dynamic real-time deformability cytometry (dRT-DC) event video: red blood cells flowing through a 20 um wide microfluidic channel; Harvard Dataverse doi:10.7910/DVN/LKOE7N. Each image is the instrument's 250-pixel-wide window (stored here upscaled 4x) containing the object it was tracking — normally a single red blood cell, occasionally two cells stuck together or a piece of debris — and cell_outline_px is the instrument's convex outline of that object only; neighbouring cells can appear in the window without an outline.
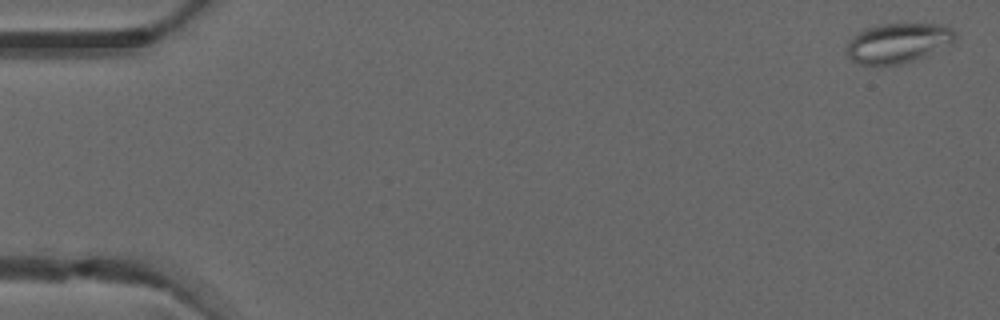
{"species": "common noctule bat (a hibernating species)", "species_latin": "Nyctalus noctula", "temperature_condition": "warm", "stored_images_in_passage": 4, "camera_frame_rate_fps": 3000, "um_per_image_px": 0.085, "animal": {"sex": "male", "forearm_length_mm": 52.5}, "frame": {"image": 1, "passage_image": 1, "time_ms": 0.0, "image_size_px": [1000, 320], "cell_outline_px": [[956, 40], [952, 44], [924, 56], [900, 64], [856, 64], [848, 56], [848, 40], [852, 36], [864, 28], [876, 24], [944, 24], [952, 28], [956, 32]], "centroid_in_image_um": [76.35, 3.63], "position_along_channel_um": 8.6, "area_um2": 25.26}}